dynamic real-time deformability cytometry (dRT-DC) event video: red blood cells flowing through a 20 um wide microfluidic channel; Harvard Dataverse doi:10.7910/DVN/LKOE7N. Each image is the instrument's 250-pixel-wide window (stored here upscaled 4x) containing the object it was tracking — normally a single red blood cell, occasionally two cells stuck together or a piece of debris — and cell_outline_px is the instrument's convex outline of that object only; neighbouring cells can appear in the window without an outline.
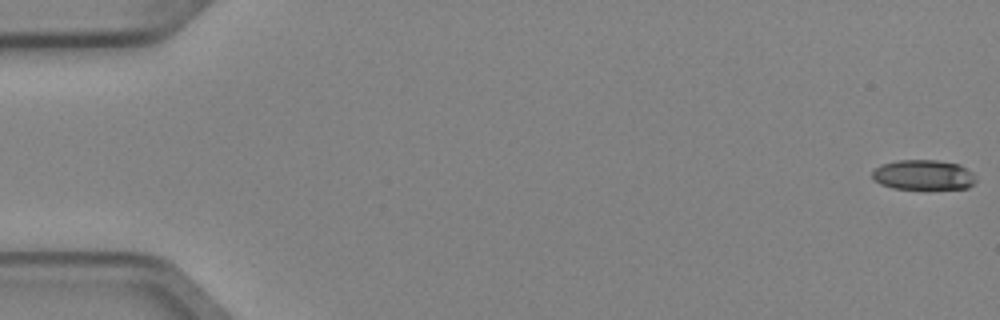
{"species": "Egyptian fruit bat (a non-hibernating species)", "species_latin": "Rousettus aegyptiacus", "temperature_condition": "cold", "stored_images_in_passage": 6, "camera_frame_rate_fps": 3000, "um_per_image_px": 0.085, "animal": {"sex": "female"}, "frame": {"image": 1, "passage_image": 1, "time_ms": 0.0, "image_size_px": [1000, 320], "cell_outline_px": [[976, 180], [968, 188], [892, 188], [880, 184], [872, 180], [872, 172], [880, 164], [896, 160], [936, 160], [960, 164], [972, 172], [976, 176]], "centroid_in_image_um": [78.46, 14.85], "position_along_channel_um": 6.5, "area_um2": 18.15}}
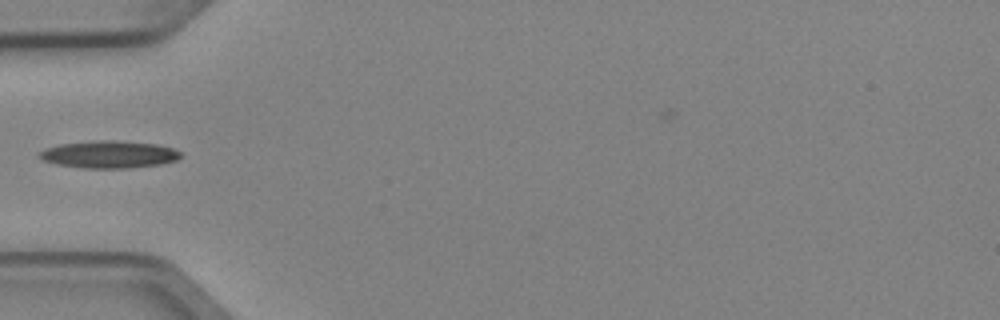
{"frame": {"image": 2, "passage_image": 5, "time_ms": 1.333, "image_size_px": [1000, 320], "cell_outline_px": [[180, 156], [176, 160], [160, 164], [128, 168], [84, 168], [56, 164], [44, 160], [40, 156], [40, 152], [48, 148], [60, 144], [100, 140], [112, 140], [156, 144], [172, 148], [180, 152]], "centroid_in_image_um": [9.29, 13.13], "position_along_channel_um": 75.7, "area_um2": 22.08}}
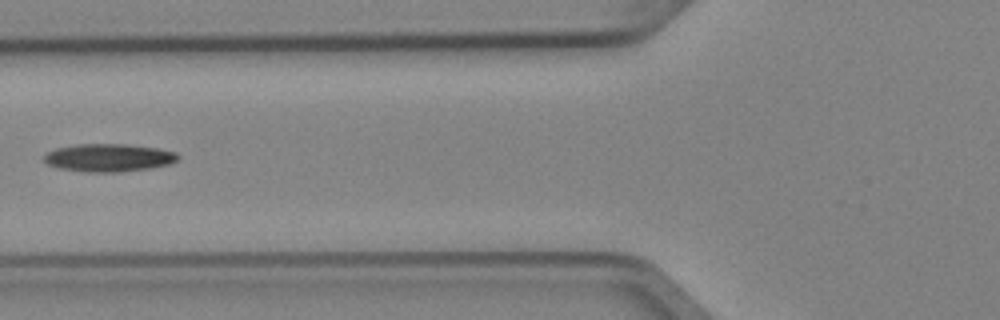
{"frame": {"image": 3, "passage_image": 6, "time_ms": 1.667, "image_size_px": [1000, 320], "cell_outline_px": [[180, 156], [176, 160], [168, 164], [152, 168], [116, 172], [88, 172], [60, 168], [48, 164], [44, 160], [44, 156], [48, 152], [56, 148], [76, 144], [124, 144], [156, 148], [176, 152]], "centroid_in_image_um": [9.24, 13.4], "position_along_channel_um": 116.6, "area_um2": 21.56}}